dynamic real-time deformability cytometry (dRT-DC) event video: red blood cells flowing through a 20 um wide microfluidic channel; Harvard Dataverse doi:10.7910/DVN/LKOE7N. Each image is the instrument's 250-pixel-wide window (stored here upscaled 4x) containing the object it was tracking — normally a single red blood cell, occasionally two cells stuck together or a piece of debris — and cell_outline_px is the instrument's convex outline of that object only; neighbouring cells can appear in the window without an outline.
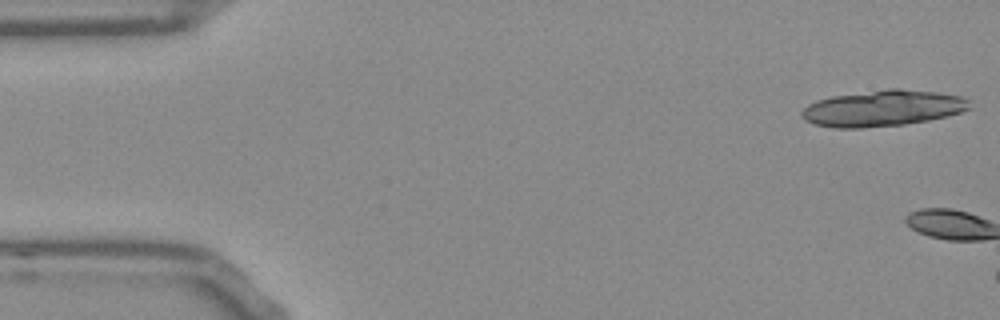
{"species": "Egyptian fruit bat (a non-hibernating species)", "species_latin": "Rousettus aegyptiacus", "temperature_condition": "room temperature", "stored_images_in_passage": 2, "camera_frame_rate_fps": 3000, "um_per_image_px": 0.085, "frame": {"image": 1, "passage_image": 1, "time_ms": 0.0, "image_size_px": [1000, 320], "cell_outline_px": [[972, 108], [960, 112], [928, 120], [904, 124], [864, 128], [832, 128], [816, 124], [804, 120], [800, 116], [800, 112], [808, 104], [816, 100], [832, 96], [888, 88], [900, 88], [936, 92], [960, 96], [968, 100]], "centroid_in_image_um": [74.99, 9.2], "position_along_channel_um": 10.0, "area_um2": 35.37}}